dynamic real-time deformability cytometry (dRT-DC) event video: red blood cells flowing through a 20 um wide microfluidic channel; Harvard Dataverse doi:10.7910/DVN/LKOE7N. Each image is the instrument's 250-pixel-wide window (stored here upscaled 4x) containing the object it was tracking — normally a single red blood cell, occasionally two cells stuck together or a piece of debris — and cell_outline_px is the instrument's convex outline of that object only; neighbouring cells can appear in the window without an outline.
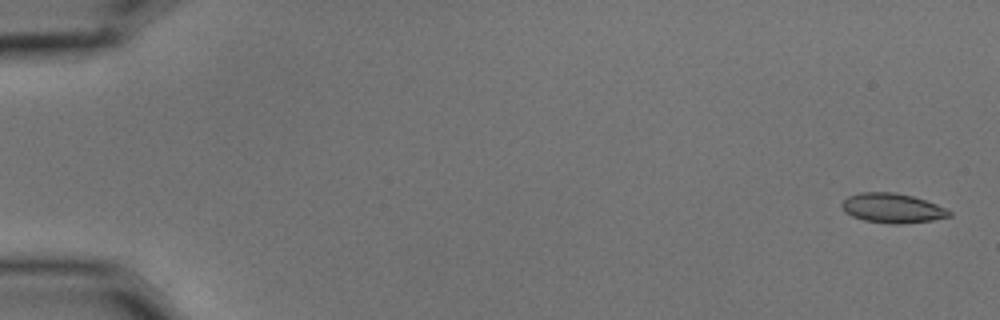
{"species": "common noctule bat (a hibernating species)", "species_latin": "Nyctalus noctula", "temperature_condition": "cold", "stored_images_in_passage": 6, "camera_frame_rate_fps": 3000, "um_per_image_px": 0.085, "animal": {"sex": "male", "body_mass_g": 15.6}, "frame": {"image": 1, "passage_image": 1, "time_ms": 0.0, "image_size_px": [1000, 320], "cell_outline_px": [[952, 216], [932, 220], [896, 224], [892, 224], [864, 220], [852, 216], [844, 212], [840, 204], [848, 196], [860, 192], [896, 192], [912, 196], [936, 204], [952, 212]], "centroid_in_image_um": [75.82, 17.68], "position_along_channel_um": 9.2, "area_um2": 18.44}}
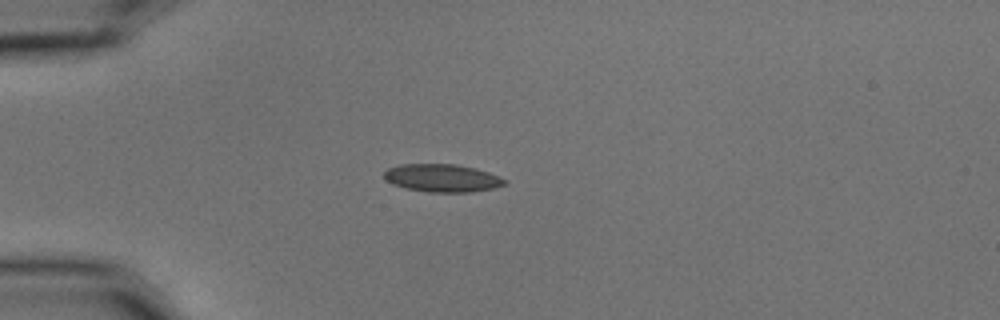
{"frame": {"image": 2, "passage_image": 4, "time_ms": 1.0, "image_size_px": [1000, 320], "cell_outline_px": [[508, 184], [492, 188], [468, 192], [428, 192], [404, 188], [392, 184], [384, 176], [384, 172], [388, 168], [400, 164], [456, 164], [476, 168], [500, 176], [508, 180]], "centroid_in_image_um": [37.61, 15.13], "position_along_channel_um": 47.4, "area_um2": 19.65}}